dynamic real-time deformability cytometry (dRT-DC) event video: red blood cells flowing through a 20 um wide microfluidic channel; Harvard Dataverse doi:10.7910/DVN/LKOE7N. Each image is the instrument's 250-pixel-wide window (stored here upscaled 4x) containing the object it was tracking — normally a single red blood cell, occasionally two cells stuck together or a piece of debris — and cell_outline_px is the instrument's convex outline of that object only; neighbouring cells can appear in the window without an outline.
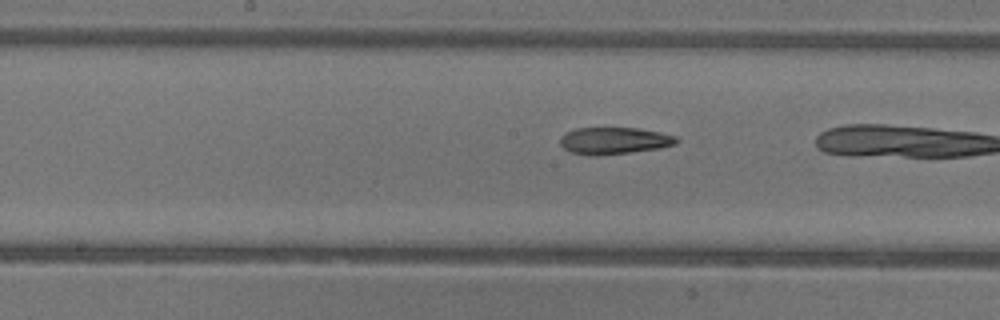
{"species": "common noctule bat (a hibernating species)", "species_latin": "Nyctalus noctula", "temperature_condition": "warm", "stored_images_in_passage": 30, "camera_frame_rate_fps": 3000, "um_per_image_px": 0.085, "animal": {"sex": "female"}, "frame": {"image": 1, "passage_image": 22, "time_ms": 7.0, "image_size_px": [1000, 320], "cell_outline_px": [[680, 140], [676, 144], [660, 148], [628, 152], [592, 156], [588, 156], [572, 152], [564, 148], [560, 144], [560, 136], [576, 128], [636, 128], [660, 132], [676, 136]], "centroid_in_image_um": [52.21, 11.96], "position_along_channel_um": 196.0, "area_um2": 18.15}}